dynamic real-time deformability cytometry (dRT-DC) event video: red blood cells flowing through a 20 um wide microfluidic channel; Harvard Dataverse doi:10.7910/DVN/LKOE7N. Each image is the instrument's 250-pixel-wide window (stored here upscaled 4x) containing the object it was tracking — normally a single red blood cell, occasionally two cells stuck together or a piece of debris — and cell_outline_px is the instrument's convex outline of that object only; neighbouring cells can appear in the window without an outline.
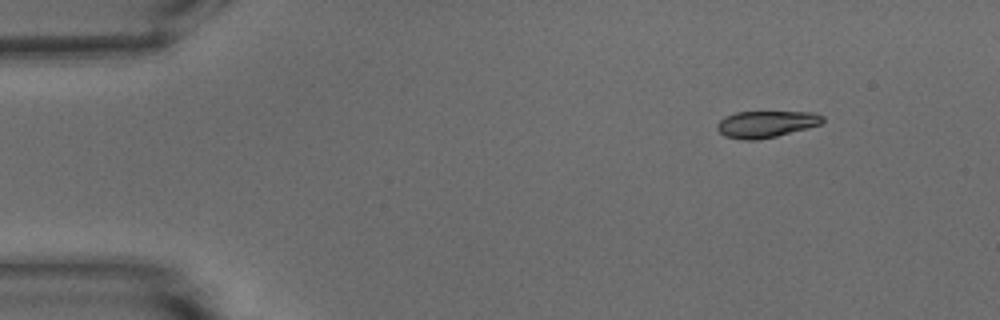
{"species": "common noctule bat (a hibernating species)", "species_latin": "Nyctalus noctula", "temperature_condition": "warm", "stored_images_in_passage": 9, "camera_frame_rate_fps": 3000, "um_per_image_px": 0.085, "animal": {"sex": "male", "body_mass_g": 15.6}, "frame": {"image": 1, "passage_image": 1, "time_ms": 0.0, "image_size_px": [1000, 320], "cell_outline_px": [[824, 120], [820, 124], [808, 128], [776, 136], [756, 140], [744, 140], [724, 136], [716, 128], [716, 124], [724, 116], [736, 112], [812, 112], [824, 116]], "centroid_in_image_um": [65.09, 10.55], "position_along_channel_um": 19.9, "area_um2": 16.42}}